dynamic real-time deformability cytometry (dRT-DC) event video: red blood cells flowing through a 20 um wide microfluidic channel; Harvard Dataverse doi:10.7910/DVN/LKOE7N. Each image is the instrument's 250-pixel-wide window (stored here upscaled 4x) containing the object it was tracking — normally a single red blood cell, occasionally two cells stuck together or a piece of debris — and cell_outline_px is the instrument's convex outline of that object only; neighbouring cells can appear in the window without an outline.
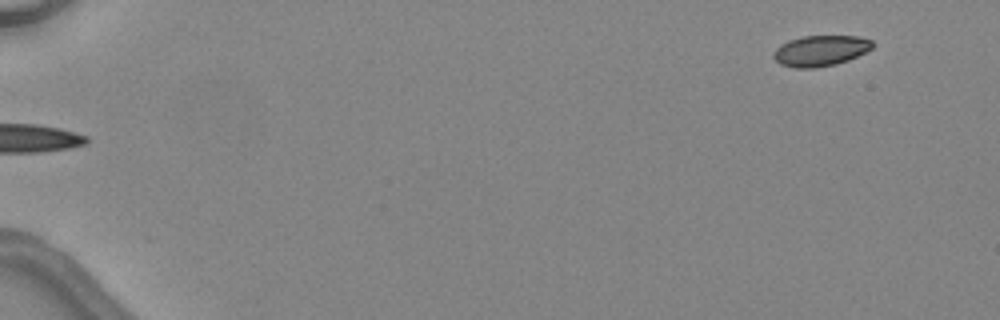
{"species": "common noctule bat (a hibernating species)", "species_latin": "Nyctalus noctula", "temperature_condition": "warm", "stored_images_in_passage": 5, "segment_of_instrument_passage": [2, 2], "camera_frame_rate_fps": 3000, "um_per_image_px": 0.085, "animal": {"sex": "female", "body_mass_g": 24.6, "forearm_length_mm": 56.2}, "frame": {"image": 1, "passage_image": 5, "time_ms": 5.667, "image_size_px": [1000, 320], "cell_outline_px": [[872, 48], [848, 60], [836, 64], [816, 68], [796, 68], [780, 64], [772, 56], [772, 52], [780, 44], [788, 40], [800, 36], [856, 36], [872, 40]], "centroid_in_image_um": [69.68, 4.31], "position_along_channel_um": 15.3, "area_um2": 17.74}}